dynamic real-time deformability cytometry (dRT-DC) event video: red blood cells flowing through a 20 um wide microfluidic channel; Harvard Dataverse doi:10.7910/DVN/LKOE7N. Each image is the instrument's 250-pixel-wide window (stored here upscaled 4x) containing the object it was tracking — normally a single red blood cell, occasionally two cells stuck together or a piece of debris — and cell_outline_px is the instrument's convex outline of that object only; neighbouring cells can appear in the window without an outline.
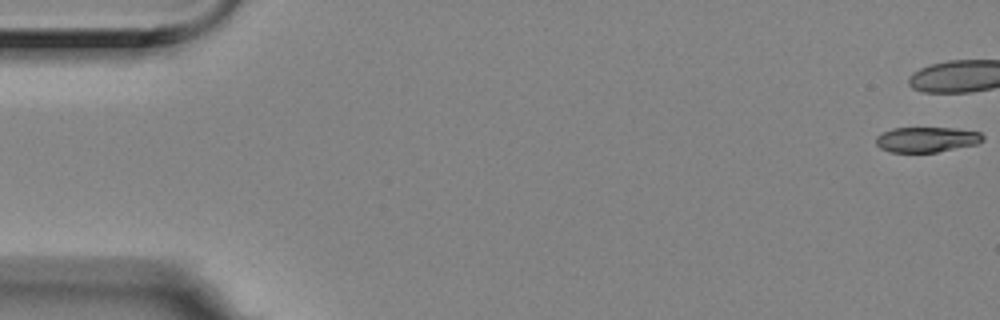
{"species": "Egyptian fruit bat (a non-hibernating species)", "species_latin": "Rousettus aegyptiacus", "temperature_condition": "room temperature", "stored_images_in_passage": 12, "camera_frame_rate_fps": 3000, "um_per_image_px": 0.085, "animal": {"sex": "female"}, "frame": {"image": 1, "passage_image": 1, "time_ms": 0.0, "image_size_px": [1000, 320], "cell_outline_px": [[984, 140], [976, 144], [936, 152], [888, 152], [880, 148], [876, 144], [876, 136], [892, 128], [956, 128], [980, 132], [984, 136]], "centroid_in_image_um": [78.76, 11.86], "position_along_channel_um": 6.2, "area_um2": 15.72}}